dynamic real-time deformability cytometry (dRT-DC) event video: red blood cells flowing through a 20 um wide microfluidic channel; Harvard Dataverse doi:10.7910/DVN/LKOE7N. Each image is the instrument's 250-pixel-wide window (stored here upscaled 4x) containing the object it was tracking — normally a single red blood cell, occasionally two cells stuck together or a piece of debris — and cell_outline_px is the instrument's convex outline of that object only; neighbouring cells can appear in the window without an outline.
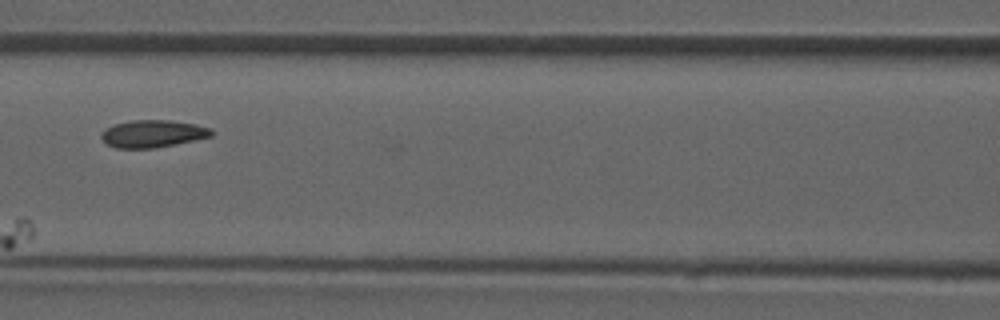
{"species": "common noctule bat (a hibernating species)", "species_latin": "Nyctalus noctula", "temperature_condition": "room temperature", "stored_images_in_passage": 12, "camera_frame_rate_fps": 3000, "um_per_image_px": 0.085, "animal": {"sex": "male", "forearm_length_mm": 52.5}, "frame": {"image": 1, "passage_image": 6, "time_ms": 6.333, "image_size_px": [1000, 320], "cell_outline_px": [[216, 132], [212, 136], [152, 148], [116, 148], [108, 144], [100, 136], [108, 128], [116, 124], [132, 120], [168, 120], [196, 124], [212, 128]], "centroid_in_image_um": [13.04, 11.35], "position_along_channel_um": 153.6, "area_um2": 17.22}}